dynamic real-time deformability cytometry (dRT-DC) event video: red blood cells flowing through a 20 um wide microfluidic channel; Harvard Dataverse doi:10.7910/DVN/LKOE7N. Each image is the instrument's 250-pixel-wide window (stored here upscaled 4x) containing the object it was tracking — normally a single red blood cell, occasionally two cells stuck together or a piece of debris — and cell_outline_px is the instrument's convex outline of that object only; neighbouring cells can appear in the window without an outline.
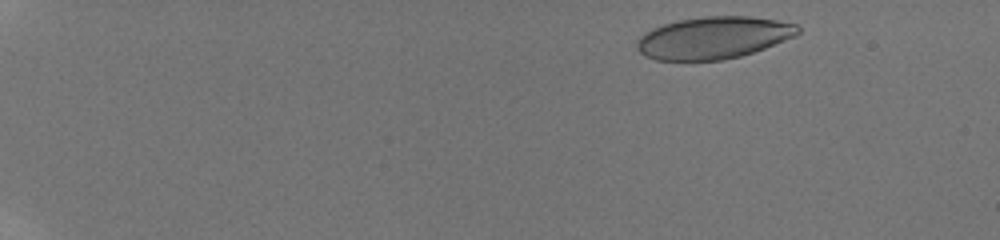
{"species": "human", "species_latin": "Homo sapiens", "temperature_condition": "room temperature", "stored_images_in_passage": 14, "camera_frame_rate_fps": 3000, "um_per_image_px": 0.085, "donor": {"sex": "male"}, "frame": {"image": 1, "passage_image": 3, "time_ms": 0.667, "image_size_px": [1000, 240], "cell_outline_px": [[800, 32], [796, 36], [764, 48], [740, 56], [720, 60], [656, 60], [644, 56], [636, 48], [636, 40], [644, 32], [652, 28], [664, 24], [680, 20], [708, 16], [748, 16], [776, 20], [796, 24], [800, 28]], "centroid_in_image_um": [60.62, 3.21], "position_along_channel_um": 24.4, "area_um2": 39.42}}
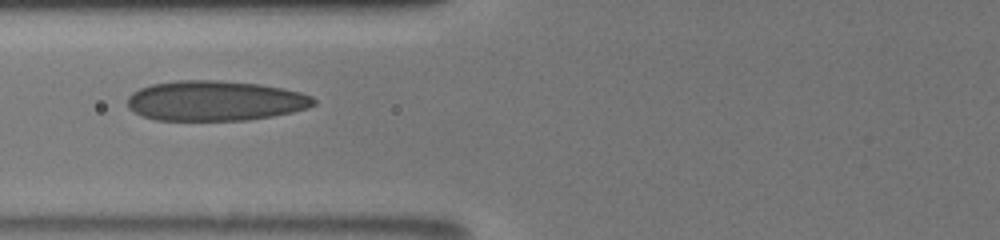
{"frame": {"image": 2, "passage_image": 12, "time_ms": 3.667, "image_size_px": [1000, 240], "cell_outline_px": [[316, 104], [308, 108], [292, 112], [272, 116], [248, 120], [156, 120], [144, 116], [128, 108], [128, 96], [132, 92], [140, 88], [152, 84], [176, 80], [216, 80], [260, 84], [300, 92], [312, 96], [316, 100]], "centroid_in_image_um": [18.29, 8.56], "position_along_channel_um": 107.5, "area_um2": 43.52}}
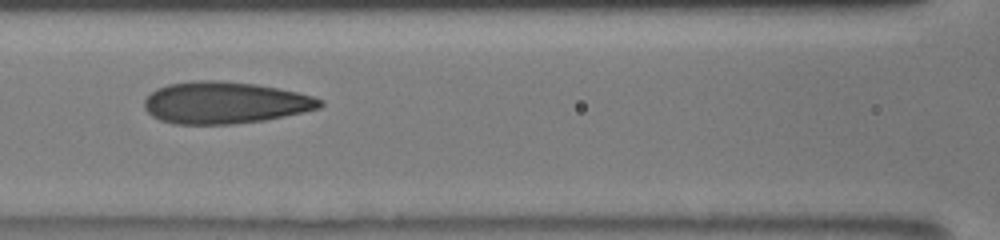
{"frame": {"image": 3, "passage_image": 13, "time_ms": 4.0, "image_size_px": [1000, 240], "cell_outline_px": [[324, 104], [320, 108], [304, 112], [264, 120], [232, 124], [176, 124], [160, 120], [152, 116], [144, 108], [144, 100], [156, 88], [168, 84], [196, 80], [220, 80], [256, 84], [296, 92], [312, 96], [324, 100]], "centroid_in_image_um": [19.11, 8.73], "position_along_channel_um": 147.5, "area_um2": 42.89}}